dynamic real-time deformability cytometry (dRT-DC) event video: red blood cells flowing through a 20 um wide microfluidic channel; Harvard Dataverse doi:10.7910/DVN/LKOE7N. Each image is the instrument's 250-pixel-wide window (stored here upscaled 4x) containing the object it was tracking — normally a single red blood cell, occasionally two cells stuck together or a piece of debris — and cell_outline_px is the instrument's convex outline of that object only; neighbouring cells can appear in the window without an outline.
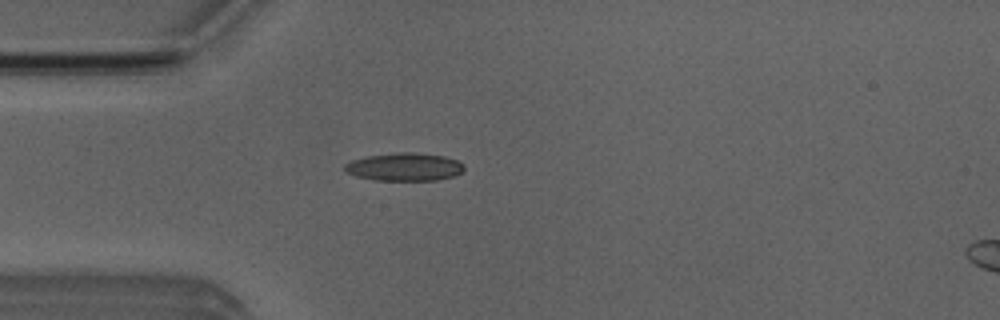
{"species": "Egyptian fruit bat (a non-hibernating species)", "species_latin": "Rousettus aegyptiacus", "temperature_condition": "room temperature", "stored_images_in_passage": 51, "camera_frame_rate_fps": 3000, "um_per_image_px": 0.085, "animal": {"sex": "male"}, "frame": {"image": 1, "passage_image": 14, "time_ms": 4.333, "image_size_px": [1000, 320], "cell_outline_px": [[464, 168], [456, 176], [436, 180], [376, 180], [356, 176], [344, 172], [344, 164], [352, 160], [364, 156], [396, 152], [412, 152], [444, 156], [456, 160], [464, 164]], "centroid_in_image_um": [34.34, 14.18], "position_along_channel_um": 50.7, "area_um2": 19.59}}
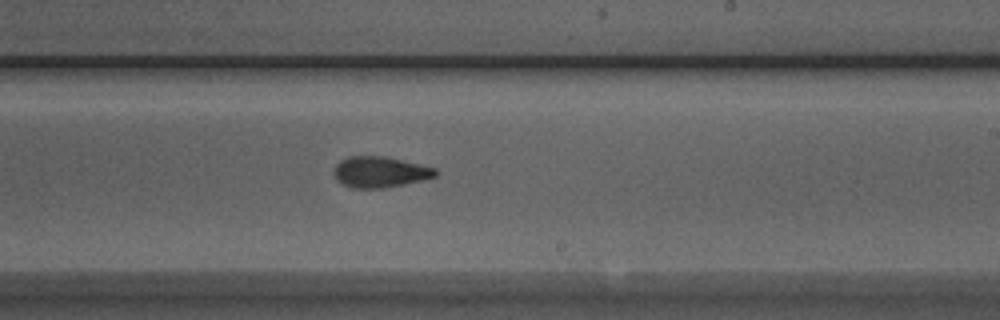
{"frame": {"image": 2, "passage_image": 30, "time_ms": 9.667, "image_size_px": [1000, 320], "cell_outline_px": [[440, 172], [436, 176], [404, 184], [384, 188], [352, 188], [336, 180], [336, 164], [340, 160], [348, 156], [384, 156], [420, 164], [436, 168]], "centroid_in_image_um": [32.33, 14.61], "position_along_channel_um": 256.7, "area_um2": 18.15}}
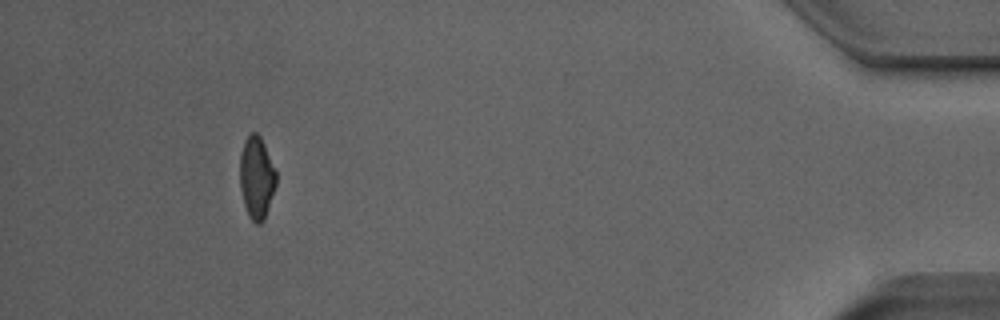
{"frame": {"image": 3, "passage_image": 47, "time_ms": 15.333, "image_size_px": [1000, 320], "cell_outline_px": [[276, 184], [264, 220], [260, 224], [256, 224], [248, 216], [244, 204], [240, 188], [240, 152], [244, 140], [252, 132], [256, 132], [260, 136], [264, 144], [276, 172]], "centroid_in_image_um": [21.79, 15.1], "position_along_channel_um": 413.4, "area_um2": 17.34}, "authors_computed_cell_mechanics": {"area_um2": 18.1492, "velocity_mm_per_s": 4.0132, "shape_relaxation_time_tau1_ms": 6.3425, "shape_relaxation_time_tau2_ms": 2.4769, "deformation_change_tau1": 0.1717, "deformation_change_tau2": 0.1018}}